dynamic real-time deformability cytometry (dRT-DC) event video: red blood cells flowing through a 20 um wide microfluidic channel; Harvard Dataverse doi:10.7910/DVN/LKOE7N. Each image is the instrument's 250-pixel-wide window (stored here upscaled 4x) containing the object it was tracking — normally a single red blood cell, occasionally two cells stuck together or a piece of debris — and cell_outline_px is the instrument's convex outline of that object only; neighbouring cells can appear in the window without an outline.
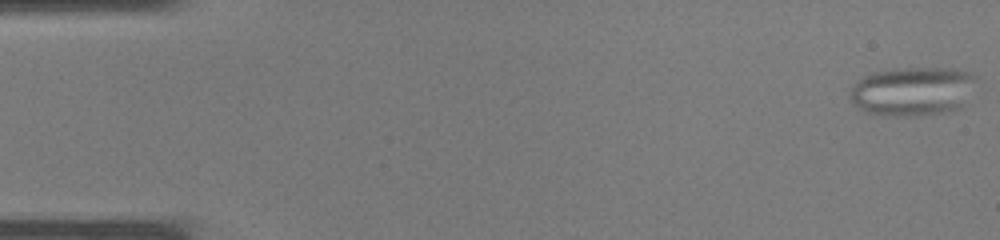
{"species": "common noctule bat (a hibernating species)", "species_latin": "Nyctalus noctula", "temperature_condition": "warm", "stored_images_in_passage": 9, "camera_frame_rate_fps": 3000, "um_per_image_px": 0.085, "animal": {"sex": "male", "body_mass_g": 19.0, "forearm_length_mm": 50.8}, "frame": {"image": 1, "passage_image": 1, "time_ms": 0.0, "image_size_px": [1000, 240], "cell_outline_px": [[976, 76], [960, 108], [948, 112], [920, 116], [884, 116], [864, 112], [848, 96], [852, 84], [856, 80], [872, 72], [900, 68], [956, 68], [968, 72]], "centroid_in_image_um": [77.5, 7.76], "position_along_channel_um": 7.5, "area_um2": 36.13}}